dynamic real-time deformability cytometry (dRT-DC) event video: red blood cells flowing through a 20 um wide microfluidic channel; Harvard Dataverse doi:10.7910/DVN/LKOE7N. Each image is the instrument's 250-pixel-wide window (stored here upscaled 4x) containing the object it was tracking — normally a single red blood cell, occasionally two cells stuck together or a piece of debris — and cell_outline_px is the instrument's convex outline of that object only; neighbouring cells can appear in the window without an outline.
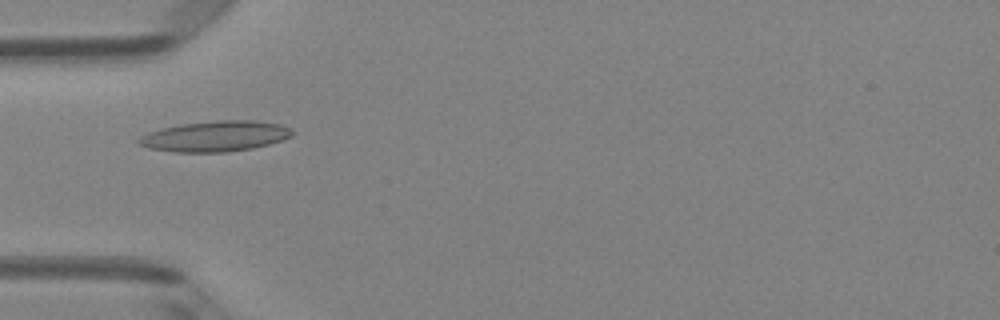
{"species": "Egyptian fruit bat (a non-hibernating species)", "species_latin": "Rousettus aegyptiacus", "temperature_condition": "room temperature", "stored_images_in_passage": 3, "camera_frame_rate_fps": 3000, "um_per_image_px": 0.085, "animal": {"sex": "female"}, "frame": {"image": 1, "passage_image": 3, "time_ms": 0.667, "image_size_px": [1000, 320], "cell_outline_px": [[292, 136], [268, 144], [252, 148], [228, 152], [176, 152], [148, 148], [140, 144], [136, 140], [140, 136], [148, 132], [180, 124], [220, 120], [252, 120], [280, 124], [292, 128]], "centroid_in_image_um": [18.29, 11.58], "position_along_channel_um": 66.7, "area_um2": 27.22}}